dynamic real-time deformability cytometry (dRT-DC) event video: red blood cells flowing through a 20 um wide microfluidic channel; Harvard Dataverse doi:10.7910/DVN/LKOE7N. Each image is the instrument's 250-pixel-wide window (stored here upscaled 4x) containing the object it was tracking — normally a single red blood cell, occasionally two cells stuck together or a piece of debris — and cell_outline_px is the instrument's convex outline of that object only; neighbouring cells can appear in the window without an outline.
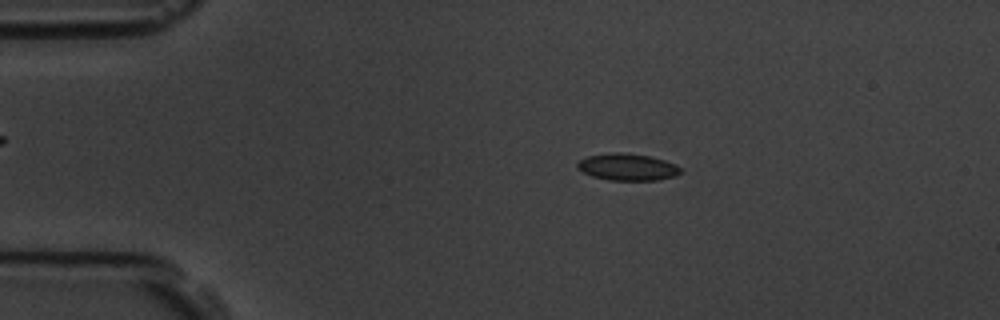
{"species": "common noctule bat (a hibernating species)", "species_latin": "Nyctalus noctula", "temperature_condition": "room temperature", "stored_images_in_passage": 5, "camera_frame_rate_fps": 3000, "um_per_image_px": 0.085, "animal": {"sex": "male", "body_mass_g": 19.5, "forearm_length_mm": 54.6}, "frame": {"image": 1, "passage_image": 2, "time_ms": 1.0, "image_size_px": [1000, 320], "cell_outline_px": [[680, 172], [676, 176], [660, 180], [608, 180], [592, 176], [576, 168], [576, 164], [580, 160], [588, 156], [612, 152], [624, 152], [648, 156], [664, 160], [676, 164], [680, 168]], "centroid_in_image_um": [53.33, 14.2], "position_along_channel_um": 31.7, "area_um2": 16.18}}
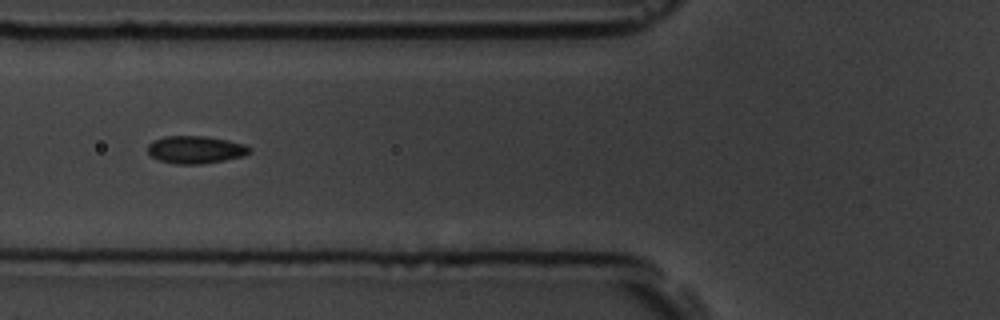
{"frame": {"image": 2, "passage_image": 4, "time_ms": 4.333, "image_size_px": [1000, 320], "cell_outline_px": [[252, 152], [244, 156], [224, 160], [200, 164], [176, 164], [160, 160], [152, 156], [148, 152], [148, 144], [152, 140], [164, 136], [208, 136], [228, 140], [244, 144], [252, 148]], "centroid_in_image_um": [16.64, 12.71], "position_along_channel_um": 109.2, "area_um2": 16.47}}
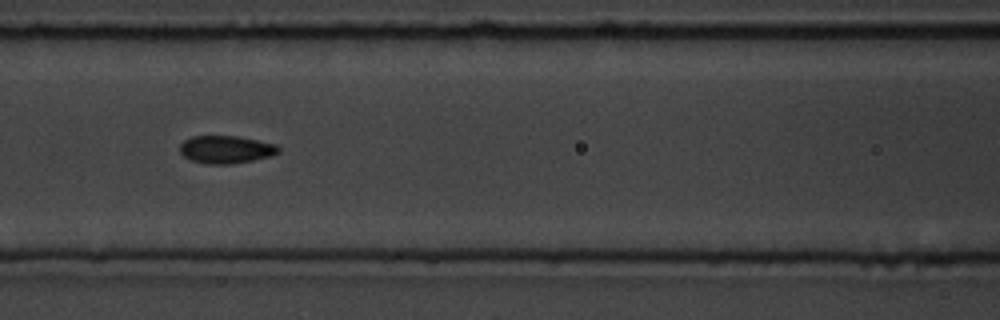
{"frame": {"image": 3, "passage_image": 5, "time_ms": 5.333, "image_size_px": [1000, 320], "cell_outline_px": [[280, 152], [268, 156], [252, 160], [232, 164], [208, 164], [192, 160], [184, 156], [180, 152], [180, 144], [184, 140], [192, 136], [240, 136], [276, 144], [280, 148]], "centroid_in_image_um": [19.21, 12.69], "position_along_channel_um": 147.4, "area_um2": 15.9}}